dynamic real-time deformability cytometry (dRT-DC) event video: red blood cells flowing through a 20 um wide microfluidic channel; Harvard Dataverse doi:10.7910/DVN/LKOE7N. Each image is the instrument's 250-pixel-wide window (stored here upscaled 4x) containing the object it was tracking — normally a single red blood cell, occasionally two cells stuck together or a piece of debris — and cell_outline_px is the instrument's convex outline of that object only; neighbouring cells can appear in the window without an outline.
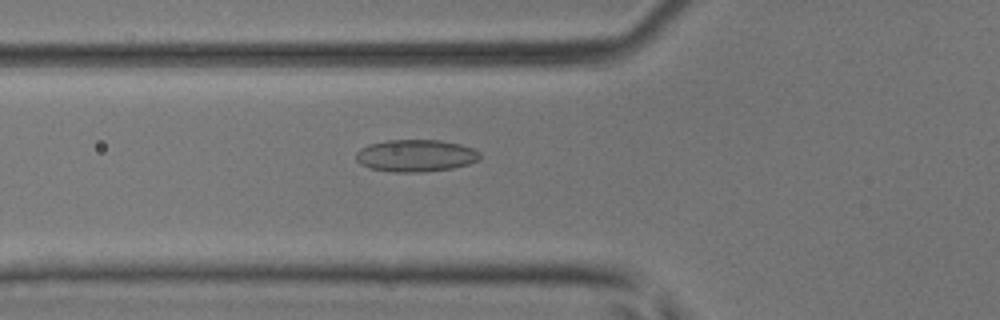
{"species": "common noctule bat (a hibernating species)", "species_latin": "Nyctalus noctula", "temperature_condition": "room temperature", "stored_images_in_passage": 43, "camera_frame_rate_fps": 3000, "um_per_image_px": 0.085, "animal": {"sex": "male", "body_mass_g": 17.9, "forearm_length_mm": 54.2}, "frame": {"image": 1, "passage_image": 19, "time_ms": 6.0, "image_size_px": [1000, 320], "cell_outline_px": [[480, 160], [468, 164], [452, 168], [424, 172], [392, 172], [368, 168], [360, 164], [356, 160], [356, 152], [360, 148], [368, 144], [388, 140], [440, 140], [460, 144], [472, 148], [480, 152]], "centroid_in_image_um": [35.32, 13.23], "position_along_channel_um": 90.5, "area_um2": 23.41}}
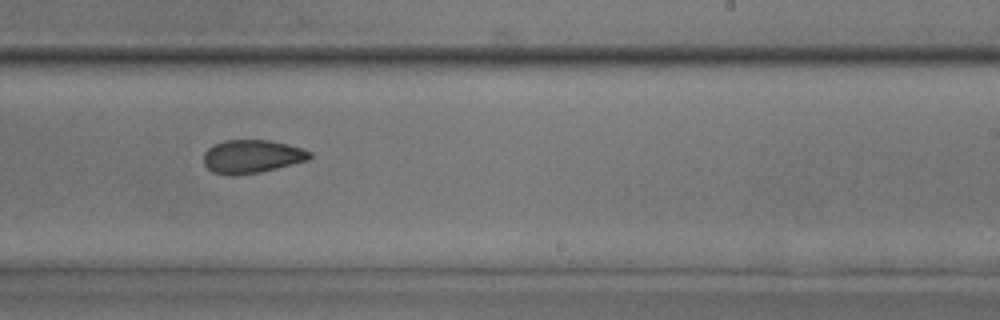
{"frame": {"image": 2, "passage_image": 32, "time_ms": 10.333, "image_size_px": [1000, 320], "cell_outline_px": [[312, 156], [308, 160], [260, 172], [236, 176], [232, 176], [212, 172], [204, 164], [204, 152], [212, 144], [224, 140], [268, 140], [300, 148], [312, 152]], "centroid_in_image_um": [21.36, 13.31], "position_along_channel_um": 267.6, "area_um2": 20.58}}
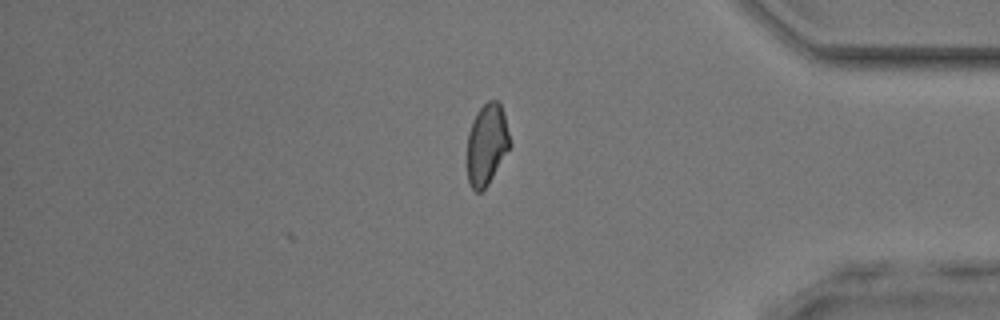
{"frame": {"image": 3, "passage_image": 43, "time_ms": 14.0, "image_size_px": [1000, 320], "cell_outline_px": [[512, 144], [488, 184], [480, 192], [476, 192], [468, 184], [468, 132], [472, 120], [476, 112], [488, 100], [496, 100], [500, 104], [504, 116]], "centroid_in_image_um": [41.37, 12.27], "position_along_channel_um": 393.8, "area_um2": 20.11}, "authors_computed_cell_mechanics": {"area_um2": 22.1374, "velocity_mm_per_s": 4.0963, "shape_relaxation_time_tau1_ms": 7.9454, "shape_relaxation_time_tau2_ms": 2.2797, "deformation_change_tau1": 0.1555, "deformation_change_tau2": 0.085}}